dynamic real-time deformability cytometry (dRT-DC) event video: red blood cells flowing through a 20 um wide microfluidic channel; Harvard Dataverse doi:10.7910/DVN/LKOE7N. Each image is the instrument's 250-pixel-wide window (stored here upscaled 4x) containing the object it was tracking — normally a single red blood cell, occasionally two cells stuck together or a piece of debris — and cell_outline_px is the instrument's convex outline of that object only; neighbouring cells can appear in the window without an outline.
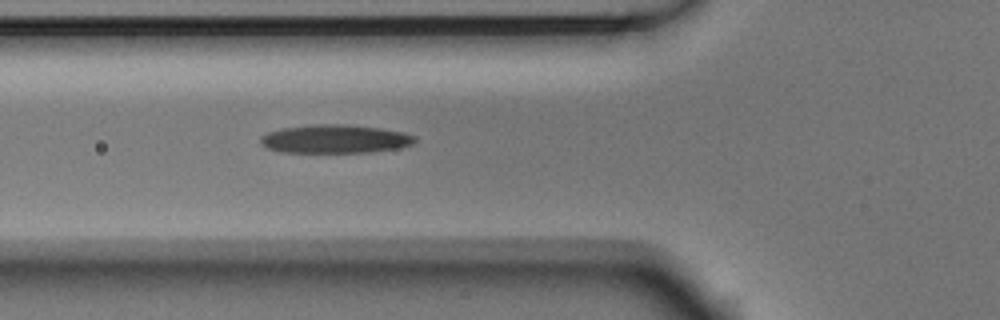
{"species": "Egyptian fruit bat (a non-hibernating species)", "species_latin": "Rousettus aegyptiacus", "temperature_condition": "room temperature", "stored_images_in_passage": 3, "camera_frame_rate_fps": 3000, "um_per_image_px": 0.085, "animal": {"sex": "male"}, "frame": {"image": 1, "passage_image": 3, "time_ms": 0.667, "image_size_px": [1000, 320], "cell_outline_px": [[416, 140], [412, 144], [396, 148], [372, 152], [280, 152], [264, 148], [260, 144], [260, 136], [268, 132], [284, 128], [316, 124], [340, 124], [380, 128], [404, 132], [416, 136]], "centroid_in_image_um": [28.44, 11.82], "position_along_channel_um": 97.4, "area_um2": 25.61}}